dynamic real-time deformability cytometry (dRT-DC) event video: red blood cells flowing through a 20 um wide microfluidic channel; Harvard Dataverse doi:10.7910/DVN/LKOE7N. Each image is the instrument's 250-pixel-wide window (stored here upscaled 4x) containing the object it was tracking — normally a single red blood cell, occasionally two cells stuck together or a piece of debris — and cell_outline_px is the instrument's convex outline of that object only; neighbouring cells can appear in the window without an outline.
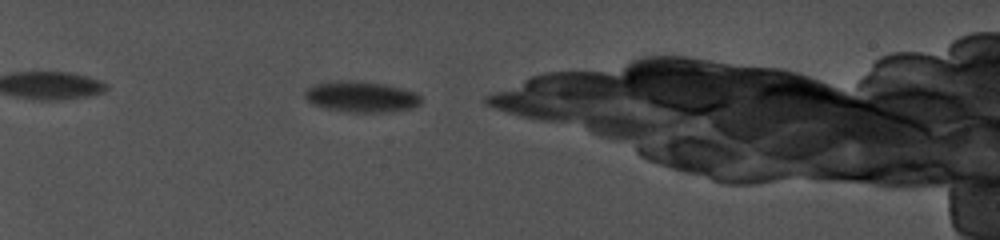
{"species": "common noctule bat (a hibernating species)", "species_latin": "Nyctalus noctula", "temperature_condition": "cold", "stored_images_in_passage": 59, "camera_frame_rate_fps": 5000, "um_per_image_px": 0.085, "animal": {"sex": "female", "body_mass_g": 19.0, "forearm_length_mm": 56.7}, "frame": {"image": 1, "passage_image": 5, "time_ms": 0.8, "image_size_px": [1000, 240], "cell_outline_px": [[420, 104], [412, 108], [392, 112], [348, 112], [324, 108], [312, 104], [304, 96], [304, 92], [308, 88], [316, 84], [336, 80], [356, 80], [384, 84], [400, 88], [412, 92], [420, 96]], "centroid_in_image_um": [30.67, 8.23], "position_along_channel_um": 54.3, "area_um2": 20.92}}
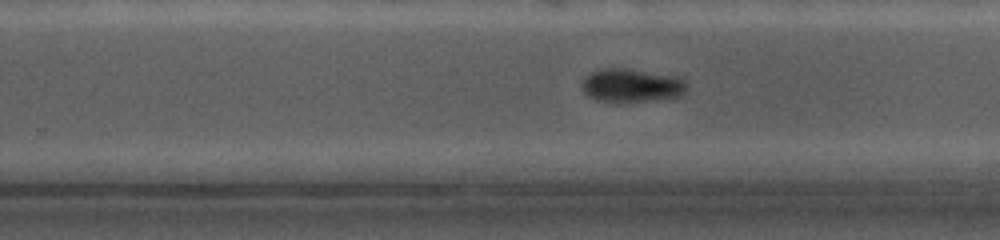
{"frame": {"image": 2, "passage_image": 41, "time_ms": 8.2, "image_size_px": [1000, 240], "cell_outline_px": [[688, 88], [680, 96], [672, 100], [600, 100], [588, 96], [584, 92], [584, 76], [600, 68], [628, 68], [672, 76], [684, 80], [688, 84]], "centroid_in_image_um": [53.75, 7.24], "position_along_channel_um": 276.1, "area_um2": 20.11}}
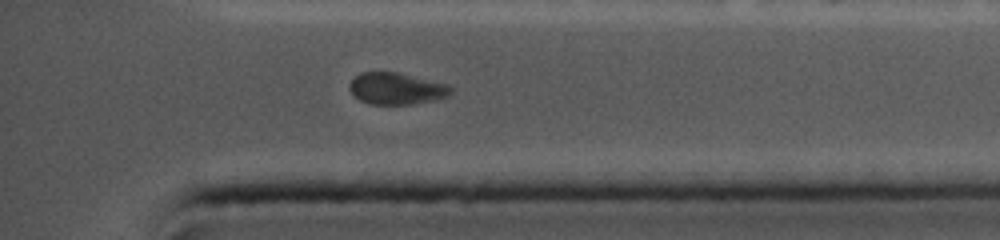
{"frame": {"image": 3, "passage_image": 55, "time_ms": 11.4, "image_size_px": [1000, 240], "cell_outline_px": [[452, 92], [448, 96], [432, 100], [412, 104], [372, 104], [360, 100], [348, 88], [348, 84], [360, 72], [396, 72], [448, 84], [452, 88]], "centroid_in_image_um": [33.69, 7.52], "position_along_channel_um": 401.5, "area_um2": 18.55}}